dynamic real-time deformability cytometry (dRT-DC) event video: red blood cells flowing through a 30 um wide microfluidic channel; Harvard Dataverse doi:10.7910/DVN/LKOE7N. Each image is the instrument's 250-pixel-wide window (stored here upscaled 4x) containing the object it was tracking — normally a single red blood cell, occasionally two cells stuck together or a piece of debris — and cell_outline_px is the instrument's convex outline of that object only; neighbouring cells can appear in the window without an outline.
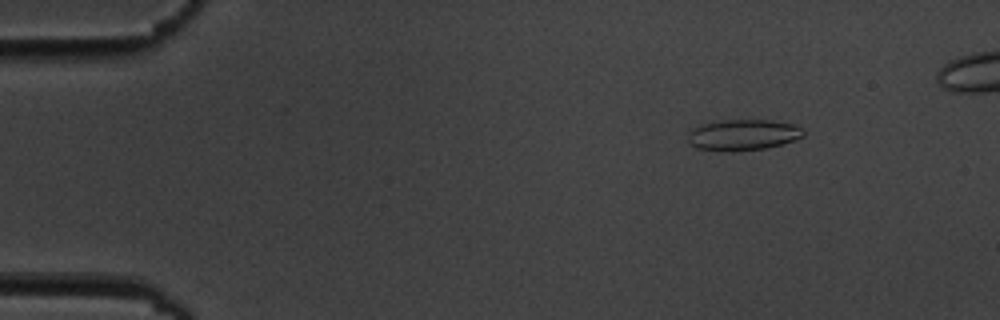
{"species": "common noctule bat (a hibernating species)", "species_latin": "Nyctalus noctula", "temperature_condition": "cold", "stored_images_in_passage": 8, "camera_frame_rate_fps": 3000, "um_per_image_px": 0.085, "animal": {"sex": "male", "body_mass_g": 19.5, "forearm_length_mm": 54.6}, "frame": {"image": 1, "passage_image": 3, "time_ms": 2.333, "image_size_px": [1000, 320], "cell_outline_px": [[804, 136], [796, 140], [764, 148], [736, 152], [728, 152], [696, 148], [688, 144], [688, 132], [692, 128], [704, 124], [724, 120], [772, 120], [796, 124], [804, 132]], "centroid_in_image_um": [63.14, 11.47], "position_along_channel_um": 21.9, "area_um2": 21.04}}
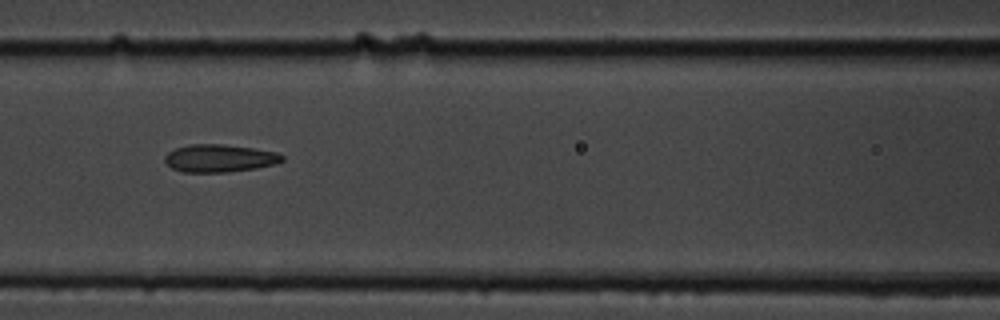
{"frame": {"image": 2, "passage_image": 8, "time_ms": 8.333, "image_size_px": [1000, 320], "cell_outline_px": [[284, 160], [276, 164], [256, 168], [228, 172], [180, 172], [172, 168], [164, 160], [164, 156], [168, 152], [176, 148], [192, 144], [224, 144], [252, 148], [276, 152], [284, 156]], "centroid_in_image_um": [18.66, 13.45], "position_along_channel_um": 147.9, "area_um2": 18.96}}